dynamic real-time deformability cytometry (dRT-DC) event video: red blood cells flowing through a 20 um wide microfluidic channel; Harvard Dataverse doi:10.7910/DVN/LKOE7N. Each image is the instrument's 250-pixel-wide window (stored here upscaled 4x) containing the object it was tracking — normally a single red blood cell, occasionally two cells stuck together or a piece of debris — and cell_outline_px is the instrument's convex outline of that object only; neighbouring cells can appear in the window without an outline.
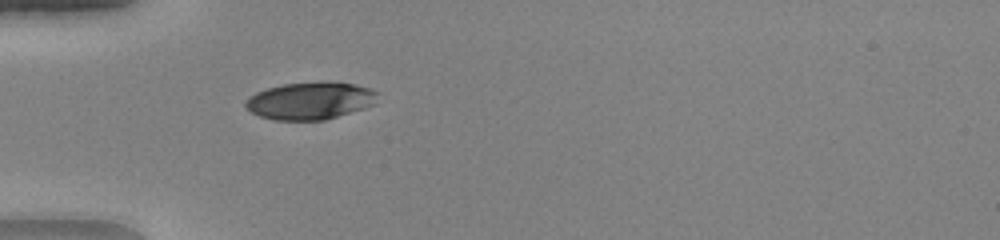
{"species": "human", "species_latin": "Homo sapiens", "temperature_condition": "warm", "stored_images_in_passage": 36, "camera_frame_rate_fps": 3000, "um_per_image_px": 0.085, "donor": {"sex": "female"}, "frame": {"image": 1, "passage_image": 2, "time_ms": 0.333, "image_size_px": [1000, 240], "cell_outline_px": [[380, 92], [376, 104], [364, 108], [324, 120], [272, 120], [260, 116], [252, 112], [244, 104], [256, 92], [268, 88], [284, 84], [328, 80], [356, 84], [372, 88]], "centroid_in_image_um": [26.46, 8.54], "position_along_channel_um": 58.5, "area_um2": 29.07}}
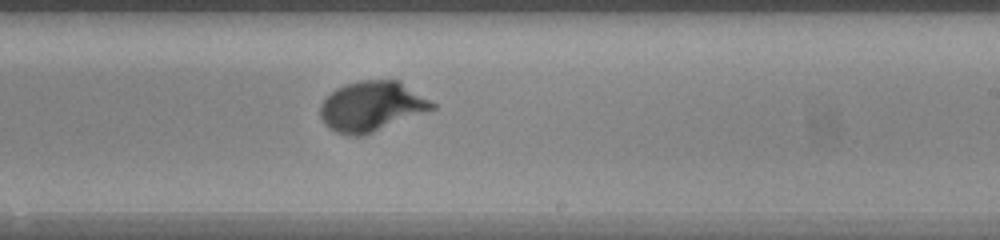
{"frame": {"image": 2, "passage_image": 17, "time_ms": 5.333, "image_size_px": [1000, 240], "cell_outline_px": [[436, 108], [364, 136], [348, 136], [336, 132], [328, 128], [324, 124], [320, 116], [320, 104], [336, 88], [344, 84], [360, 80], [400, 80], [436, 104]], "centroid_in_image_um": [31.58, 9.05], "position_along_channel_um": 257.4, "area_um2": 32.83}}
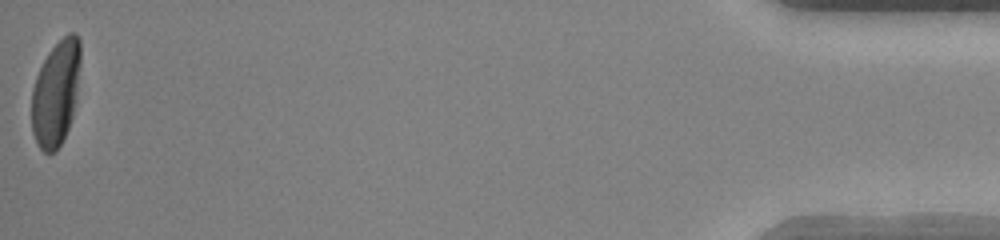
{"frame": {"image": 3, "passage_image": 36, "time_ms": 11.667, "image_size_px": [1000, 240], "cell_outline_px": [[80, 64], [76, 100], [72, 116], [68, 128], [56, 152], [44, 152], [36, 144], [32, 132], [32, 88], [36, 76], [48, 52], [68, 32], [76, 32], [80, 40]], "centroid_in_image_um": [4.75, 7.9], "position_along_channel_um": 430.4, "area_um2": 30.0}, "authors_computed_cell_mechanics": {"area_um2": 30.923, "velocity_mm_per_s": 4.1328, "shape_relaxation_time_tau1_ms": 2.398, "shape_relaxation_time_tau2_ms": null, "deformation_change_tau1": 0.2063, "deformation_change_tau2": null}}